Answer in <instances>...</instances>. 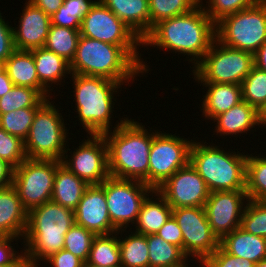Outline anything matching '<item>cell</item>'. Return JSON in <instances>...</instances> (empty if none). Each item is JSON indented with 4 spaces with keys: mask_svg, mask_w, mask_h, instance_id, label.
I'll return each instance as SVG.
<instances>
[{
    "mask_svg": "<svg viewBox=\"0 0 266 267\" xmlns=\"http://www.w3.org/2000/svg\"><path fill=\"white\" fill-rule=\"evenodd\" d=\"M216 39L215 23L199 4L189 13L165 19L155 24L142 39V46H157L190 56L193 68L204 58Z\"/></svg>",
    "mask_w": 266,
    "mask_h": 267,
    "instance_id": "1",
    "label": "cell"
},
{
    "mask_svg": "<svg viewBox=\"0 0 266 267\" xmlns=\"http://www.w3.org/2000/svg\"><path fill=\"white\" fill-rule=\"evenodd\" d=\"M147 130L127 118L113 132L102 134L107 144L110 176L139 180L149 186V154L154 132Z\"/></svg>",
    "mask_w": 266,
    "mask_h": 267,
    "instance_id": "2",
    "label": "cell"
},
{
    "mask_svg": "<svg viewBox=\"0 0 266 267\" xmlns=\"http://www.w3.org/2000/svg\"><path fill=\"white\" fill-rule=\"evenodd\" d=\"M74 224V211L52 200L31 209L23 238L26 267H38L37 262L62 250L65 234Z\"/></svg>",
    "mask_w": 266,
    "mask_h": 267,
    "instance_id": "3",
    "label": "cell"
},
{
    "mask_svg": "<svg viewBox=\"0 0 266 267\" xmlns=\"http://www.w3.org/2000/svg\"><path fill=\"white\" fill-rule=\"evenodd\" d=\"M70 71L71 74L104 77L122 85L129 84L142 73L140 65L121 46L81 35Z\"/></svg>",
    "mask_w": 266,
    "mask_h": 267,
    "instance_id": "4",
    "label": "cell"
},
{
    "mask_svg": "<svg viewBox=\"0 0 266 267\" xmlns=\"http://www.w3.org/2000/svg\"><path fill=\"white\" fill-rule=\"evenodd\" d=\"M76 112L80 124L89 135H102L111 128L116 129L127 118L112 126L111 117L114 109V94L122 86L104 77L72 74Z\"/></svg>",
    "mask_w": 266,
    "mask_h": 267,
    "instance_id": "5",
    "label": "cell"
},
{
    "mask_svg": "<svg viewBox=\"0 0 266 267\" xmlns=\"http://www.w3.org/2000/svg\"><path fill=\"white\" fill-rule=\"evenodd\" d=\"M219 146L192 142L189 163L204 179L210 192L246 190L247 155L226 152ZM239 153V154H238Z\"/></svg>",
    "mask_w": 266,
    "mask_h": 267,
    "instance_id": "6",
    "label": "cell"
},
{
    "mask_svg": "<svg viewBox=\"0 0 266 267\" xmlns=\"http://www.w3.org/2000/svg\"><path fill=\"white\" fill-rule=\"evenodd\" d=\"M215 33L221 44L254 55L266 42V0L222 18Z\"/></svg>",
    "mask_w": 266,
    "mask_h": 267,
    "instance_id": "7",
    "label": "cell"
},
{
    "mask_svg": "<svg viewBox=\"0 0 266 267\" xmlns=\"http://www.w3.org/2000/svg\"><path fill=\"white\" fill-rule=\"evenodd\" d=\"M79 31L81 36L121 46L140 65L142 73H148L149 66L137 51L142 40L101 0H96L83 17Z\"/></svg>",
    "mask_w": 266,
    "mask_h": 267,
    "instance_id": "8",
    "label": "cell"
},
{
    "mask_svg": "<svg viewBox=\"0 0 266 267\" xmlns=\"http://www.w3.org/2000/svg\"><path fill=\"white\" fill-rule=\"evenodd\" d=\"M49 100L36 112L24 140L27 159L62 160L68 130L59 109Z\"/></svg>",
    "mask_w": 266,
    "mask_h": 267,
    "instance_id": "9",
    "label": "cell"
},
{
    "mask_svg": "<svg viewBox=\"0 0 266 267\" xmlns=\"http://www.w3.org/2000/svg\"><path fill=\"white\" fill-rule=\"evenodd\" d=\"M253 66V54L227 47L215 39L204 58L191 71L198 82L241 85Z\"/></svg>",
    "mask_w": 266,
    "mask_h": 267,
    "instance_id": "10",
    "label": "cell"
},
{
    "mask_svg": "<svg viewBox=\"0 0 266 267\" xmlns=\"http://www.w3.org/2000/svg\"><path fill=\"white\" fill-rule=\"evenodd\" d=\"M60 163L56 159H26L14 168L12 185L28 212L51 200L55 172Z\"/></svg>",
    "mask_w": 266,
    "mask_h": 267,
    "instance_id": "11",
    "label": "cell"
},
{
    "mask_svg": "<svg viewBox=\"0 0 266 267\" xmlns=\"http://www.w3.org/2000/svg\"><path fill=\"white\" fill-rule=\"evenodd\" d=\"M100 185L105 191L111 223L117 230L136 223L143 201L154 191L142 181L112 176Z\"/></svg>",
    "mask_w": 266,
    "mask_h": 267,
    "instance_id": "12",
    "label": "cell"
},
{
    "mask_svg": "<svg viewBox=\"0 0 266 267\" xmlns=\"http://www.w3.org/2000/svg\"><path fill=\"white\" fill-rule=\"evenodd\" d=\"M160 132H154L149 154V187L153 190L189 163V152L193 141Z\"/></svg>",
    "mask_w": 266,
    "mask_h": 267,
    "instance_id": "13",
    "label": "cell"
},
{
    "mask_svg": "<svg viewBox=\"0 0 266 267\" xmlns=\"http://www.w3.org/2000/svg\"><path fill=\"white\" fill-rule=\"evenodd\" d=\"M183 235V253L200 264L219 246L220 240L210 228L204 207L172 208Z\"/></svg>",
    "mask_w": 266,
    "mask_h": 267,
    "instance_id": "14",
    "label": "cell"
},
{
    "mask_svg": "<svg viewBox=\"0 0 266 267\" xmlns=\"http://www.w3.org/2000/svg\"><path fill=\"white\" fill-rule=\"evenodd\" d=\"M73 154L65 150L61 163L88 185L103 183L109 176L108 150L103 135H90ZM66 155V156H65ZM69 157V158H68ZM68 159V160H67Z\"/></svg>",
    "mask_w": 266,
    "mask_h": 267,
    "instance_id": "15",
    "label": "cell"
},
{
    "mask_svg": "<svg viewBox=\"0 0 266 267\" xmlns=\"http://www.w3.org/2000/svg\"><path fill=\"white\" fill-rule=\"evenodd\" d=\"M245 200H249L246 190L210 192L204 209L210 228L219 240L241 226Z\"/></svg>",
    "mask_w": 266,
    "mask_h": 267,
    "instance_id": "16",
    "label": "cell"
},
{
    "mask_svg": "<svg viewBox=\"0 0 266 267\" xmlns=\"http://www.w3.org/2000/svg\"><path fill=\"white\" fill-rule=\"evenodd\" d=\"M156 191L171 208L204 207L210 194L204 179L190 163L178 169Z\"/></svg>",
    "mask_w": 266,
    "mask_h": 267,
    "instance_id": "17",
    "label": "cell"
},
{
    "mask_svg": "<svg viewBox=\"0 0 266 267\" xmlns=\"http://www.w3.org/2000/svg\"><path fill=\"white\" fill-rule=\"evenodd\" d=\"M75 223L93 232L95 235H106L118 232L112 225L108 214L104 188L89 185L74 210Z\"/></svg>",
    "mask_w": 266,
    "mask_h": 267,
    "instance_id": "18",
    "label": "cell"
},
{
    "mask_svg": "<svg viewBox=\"0 0 266 267\" xmlns=\"http://www.w3.org/2000/svg\"><path fill=\"white\" fill-rule=\"evenodd\" d=\"M18 22L19 26L13 27L16 50L31 51L45 46L51 25L50 16L28 1Z\"/></svg>",
    "mask_w": 266,
    "mask_h": 267,
    "instance_id": "19",
    "label": "cell"
},
{
    "mask_svg": "<svg viewBox=\"0 0 266 267\" xmlns=\"http://www.w3.org/2000/svg\"><path fill=\"white\" fill-rule=\"evenodd\" d=\"M28 211L23 207L17 190L10 184L0 187V233L23 239Z\"/></svg>",
    "mask_w": 266,
    "mask_h": 267,
    "instance_id": "20",
    "label": "cell"
},
{
    "mask_svg": "<svg viewBox=\"0 0 266 267\" xmlns=\"http://www.w3.org/2000/svg\"><path fill=\"white\" fill-rule=\"evenodd\" d=\"M208 89L203 95L201 110L205 119H214L242 101V86L228 83L199 82Z\"/></svg>",
    "mask_w": 266,
    "mask_h": 267,
    "instance_id": "21",
    "label": "cell"
},
{
    "mask_svg": "<svg viewBox=\"0 0 266 267\" xmlns=\"http://www.w3.org/2000/svg\"><path fill=\"white\" fill-rule=\"evenodd\" d=\"M215 131L220 136L246 133L259 125V111L244 100L213 119Z\"/></svg>",
    "mask_w": 266,
    "mask_h": 267,
    "instance_id": "22",
    "label": "cell"
},
{
    "mask_svg": "<svg viewBox=\"0 0 266 267\" xmlns=\"http://www.w3.org/2000/svg\"><path fill=\"white\" fill-rule=\"evenodd\" d=\"M142 40L150 32L148 0H101Z\"/></svg>",
    "mask_w": 266,
    "mask_h": 267,
    "instance_id": "23",
    "label": "cell"
},
{
    "mask_svg": "<svg viewBox=\"0 0 266 267\" xmlns=\"http://www.w3.org/2000/svg\"><path fill=\"white\" fill-rule=\"evenodd\" d=\"M4 69L15 86L34 88L43 97L52 99L50 92L39 82L34 57L30 51L15 50L4 63Z\"/></svg>",
    "mask_w": 266,
    "mask_h": 267,
    "instance_id": "24",
    "label": "cell"
},
{
    "mask_svg": "<svg viewBox=\"0 0 266 267\" xmlns=\"http://www.w3.org/2000/svg\"><path fill=\"white\" fill-rule=\"evenodd\" d=\"M220 246L227 253L255 264L266 258V238L252 235L241 227L225 235L220 240Z\"/></svg>",
    "mask_w": 266,
    "mask_h": 267,
    "instance_id": "25",
    "label": "cell"
},
{
    "mask_svg": "<svg viewBox=\"0 0 266 267\" xmlns=\"http://www.w3.org/2000/svg\"><path fill=\"white\" fill-rule=\"evenodd\" d=\"M88 186L60 163L55 172L51 200L74 211Z\"/></svg>",
    "mask_w": 266,
    "mask_h": 267,
    "instance_id": "26",
    "label": "cell"
},
{
    "mask_svg": "<svg viewBox=\"0 0 266 267\" xmlns=\"http://www.w3.org/2000/svg\"><path fill=\"white\" fill-rule=\"evenodd\" d=\"M152 194V195H151ZM155 194V195H154ZM157 197L155 200L154 197ZM149 196H152L151 198ZM172 215V208L167 201L156 191L143 201L136 220L135 232L151 235L156 234Z\"/></svg>",
    "mask_w": 266,
    "mask_h": 267,
    "instance_id": "27",
    "label": "cell"
},
{
    "mask_svg": "<svg viewBox=\"0 0 266 267\" xmlns=\"http://www.w3.org/2000/svg\"><path fill=\"white\" fill-rule=\"evenodd\" d=\"M33 54L36 72L39 82L50 92V83L57 85L62 82L67 74H70V63L56 53L40 47L30 51ZM63 77V78H62ZM49 85V86H48Z\"/></svg>",
    "mask_w": 266,
    "mask_h": 267,
    "instance_id": "28",
    "label": "cell"
},
{
    "mask_svg": "<svg viewBox=\"0 0 266 267\" xmlns=\"http://www.w3.org/2000/svg\"><path fill=\"white\" fill-rule=\"evenodd\" d=\"M123 231L125 230L120 229L111 234L96 235L86 263L100 267H121L119 237L117 236Z\"/></svg>",
    "mask_w": 266,
    "mask_h": 267,
    "instance_id": "29",
    "label": "cell"
},
{
    "mask_svg": "<svg viewBox=\"0 0 266 267\" xmlns=\"http://www.w3.org/2000/svg\"><path fill=\"white\" fill-rule=\"evenodd\" d=\"M146 238L149 267L180 266L188 262L189 257L178 246L168 243L157 234L146 235Z\"/></svg>",
    "mask_w": 266,
    "mask_h": 267,
    "instance_id": "30",
    "label": "cell"
},
{
    "mask_svg": "<svg viewBox=\"0 0 266 267\" xmlns=\"http://www.w3.org/2000/svg\"><path fill=\"white\" fill-rule=\"evenodd\" d=\"M130 232L131 234L125 235L122 240L119 237L121 267H149L146 235Z\"/></svg>",
    "mask_w": 266,
    "mask_h": 267,
    "instance_id": "31",
    "label": "cell"
},
{
    "mask_svg": "<svg viewBox=\"0 0 266 267\" xmlns=\"http://www.w3.org/2000/svg\"><path fill=\"white\" fill-rule=\"evenodd\" d=\"M79 30L51 24L44 47L71 63L76 54Z\"/></svg>",
    "mask_w": 266,
    "mask_h": 267,
    "instance_id": "32",
    "label": "cell"
},
{
    "mask_svg": "<svg viewBox=\"0 0 266 267\" xmlns=\"http://www.w3.org/2000/svg\"><path fill=\"white\" fill-rule=\"evenodd\" d=\"M48 100L36 89L26 86H13L0 98V114H5L22 108H41Z\"/></svg>",
    "mask_w": 266,
    "mask_h": 267,
    "instance_id": "33",
    "label": "cell"
},
{
    "mask_svg": "<svg viewBox=\"0 0 266 267\" xmlns=\"http://www.w3.org/2000/svg\"><path fill=\"white\" fill-rule=\"evenodd\" d=\"M246 193L249 200L266 201V156L248 154L246 160Z\"/></svg>",
    "mask_w": 266,
    "mask_h": 267,
    "instance_id": "34",
    "label": "cell"
},
{
    "mask_svg": "<svg viewBox=\"0 0 266 267\" xmlns=\"http://www.w3.org/2000/svg\"><path fill=\"white\" fill-rule=\"evenodd\" d=\"M150 30L162 20L189 13L200 4V0H148Z\"/></svg>",
    "mask_w": 266,
    "mask_h": 267,
    "instance_id": "35",
    "label": "cell"
},
{
    "mask_svg": "<svg viewBox=\"0 0 266 267\" xmlns=\"http://www.w3.org/2000/svg\"><path fill=\"white\" fill-rule=\"evenodd\" d=\"M241 86L242 100L259 111L266 104V72L253 66Z\"/></svg>",
    "mask_w": 266,
    "mask_h": 267,
    "instance_id": "36",
    "label": "cell"
},
{
    "mask_svg": "<svg viewBox=\"0 0 266 267\" xmlns=\"http://www.w3.org/2000/svg\"><path fill=\"white\" fill-rule=\"evenodd\" d=\"M40 108H22L5 114H0V127L7 133L21 138H27L36 112Z\"/></svg>",
    "mask_w": 266,
    "mask_h": 267,
    "instance_id": "37",
    "label": "cell"
},
{
    "mask_svg": "<svg viewBox=\"0 0 266 267\" xmlns=\"http://www.w3.org/2000/svg\"><path fill=\"white\" fill-rule=\"evenodd\" d=\"M95 236L93 232L75 223L65 234L64 249L86 263Z\"/></svg>",
    "mask_w": 266,
    "mask_h": 267,
    "instance_id": "38",
    "label": "cell"
},
{
    "mask_svg": "<svg viewBox=\"0 0 266 267\" xmlns=\"http://www.w3.org/2000/svg\"><path fill=\"white\" fill-rule=\"evenodd\" d=\"M240 227L252 235L266 238V201L248 200Z\"/></svg>",
    "mask_w": 266,
    "mask_h": 267,
    "instance_id": "39",
    "label": "cell"
},
{
    "mask_svg": "<svg viewBox=\"0 0 266 267\" xmlns=\"http://www.w3.org/2000/svg\"><path fill=\"white\" fill-rule=\"evenodd\" d=\"M259 1L260 0H207L206 4L208 3V6L205 7L202 3L203 1L200 0V4L202 8H204L206 15L216 24L222 18L250 8Z\"/></svg>",
    "mask_w": 266,
    "mask_h": 267,
    "instance_id": "40",
    "label": "cell"
},
{
    "mask_svg": "<svg viewBox=\"0 0 266 267\" xmlns=\"http://www.w3.org/2000/svg\"><path fill=\"white\" fill-rule=\"evenodd\" d=\"M0 159L5 160L13 168L27 159L24 141L7 133L0 127Z\"/></svg>",
    "mask_w": 266,
    "mask_h": 267,
    "instance_id": "41",
    "label": "cell"
},
{
    "mask_svg": "<svg viewBox=\"0 0 266 267\" xmlns=\"http://www.w3.org/2000/svg\"><path fill=\"white\" fill-rule=\"evenodd\" d=\"M200 265L202 267H255V263L248 259L233 256L219 246Z\"/></svg>",
    "mask_w": 266,
    "mask_h": 267,
    "instance_id": "42",
    "label": "cell"
},
{
    "mask_svg": "<svg viewBox=\"0 0 266 267\" xmlns=\"http://www.w3.org/2000/svg\"><path fill=\"white\" fill-rule=\"evenodd\" d=\"M18 239L20 238L9 237L0 233V265H25L23 250L20 254L11 246V242Z\"/></svg>",
    "mask_w": 266,
    "mask_h": 267,
    "instance_id": "43",
    "label": "cell"
},
{
    "mask_svg": "<svg viewBox=\"0 0 266 267\" xmlns=\"http://www.w3.org/2000/svg\"><path fill=\"white\" fill-rule=\"evenodd\" d=\"M0 13V62L5 63L16 50L14 46L13 27L5 21ZM6 22V23H5Z\"/></svg>",
    "mask_w": 266,
    "mask_h": 267,
    "instance_id": "44",
    "label": "cell"
},
{
    "mask_svg": "<svg viewBox=\"0 0 266 267\" xmlns=\"http://www.w3.org/2000/svg\"><path fill=\"white\" fill-rule=\"evenodd\" d=\"M156 234L168 243L178 246L183 251L182 231L172 215Z\"/></svg>",
    "mask_w": 266,
    "mask_h": 267,
    "instance_id": "45",
    "label": "cell"
},
{
    "mask_svg": "<svg viewBox=\"0 0 266 267\" xmlns=\"http://www.w3.org/2000/svg\"><path fill=\"white\" fill-rule=\"evenodd\" d=\"M44 262L46 264L49 262L51 267H83L84 265L80 258L64 248L46 258Z\"/></svg>",
    "mask_w": 266,
    "mask_h": 267,
    "instance_id": "46",
    "label": "cell"
},
{
    "mask_svg": "<svg viewBox=\"0 0 266 267\" xmlns=\"http://www.w3.org/2000/svg\"><path fill=\"white\" fill-rule=\"evenodd\" d=\"M51 24L72 29H80L81 27V22L76 18V14L67 9L63 4L51 16Z\"/></svg>",
    "mask_w": 266,
    "mask_h": 267,
    "instance_id": "47",
    "label": "cell"
},
{
    "mask_svg": "<svg viewBox=\"0 0 266 267\" xmlns=\"http://www.w3.org/2000/svg\"><path fill=\"white\" fill-rule=\"evenodd\" d=\"M95 2V0H63V5L71 12H74L76 18L81 22Z\"/></svg>",
    "mask_w": 266,
    "mask_h": 267,
    "instance_id": "48",
    "label": "cell"
},
{
    "mask_svg": "<svg viewBox=\"0 0 266 267\" xmlns=\"http://www.w3.org/2000/svg\"><path fill=\"white\" fill-rule=\"evenodd\" d=\"M36 7L43 10L48 16H52L57 12L58 8L63 4V0H27Z\"/></svg>",
    "mask_w": 266,
    "mask_h": 267,
    "instance_id": "49",
    "label": "cell"
},
{
    "mask_svg": "<svg viewBox=\"0 0 266 267\" xmlns=\"http://www.w3.org/2000/svg\"><path fill=\"white\" fill-rule=\"evenodd\" d=\"M13 170L11 165L0 159V187L12 184Z\"/></svg>",
    "mask_w": 266,
    "mask_h": 267,
    "instance_id": "50",
    "label": "cell"
},
{
    "mask_svg": "<svg viewBox=\"0 0 266 267\" xmlns=\"http://www.w3.org/2000/svg\"><path fill=\"white\" fill-rule=\"evenodd\" d=\"M254 66L266 72V42L254 54Z\"/></svg>",
    "mask_w": 266,
    "mask_h": 267,
    "instance_id": "51",
    "label": "cell"
},
{
    "mask_svg": "<svg viewBox=\"0 0 266 267\" xmlns=\"http://www.w3.org/2000/svg\"><path fill=\"white\" fill-rule=\"evenodd\" d=\"M14 86L5 69L0 72V98Z\"/></svg>",
    "mask_w": 266,
    "mask_h": 267,
    "instance_id": "52",
    "label": "cell"
},
{
    "mask_svg": "<svg viewBox=\"0 0 266 267\" xmlns=\"http://www.w3.org/2000/svg\"><path fill=\"white\" fill-rule=\"evenodd\" d=\"M265 125L266 127V104L259 110V126Z\"/></svg>",
    "mask_w": 266,
    "mask_h": 267,
    "instance_id": "53",
    "label": "cell"
},
{
    "mask_svg": "<svg viewBox=\"0 0 266 267\" xmlns=\"http://www.w3.org/2000/svg\"><path fill=\"white\" fill-rule=\"evenodd\" d=\"M255 267H266V258L256 263Z\"/></svg>",
    "mask_w": 266,
    "mask_h": 267,
    "instance_id": "54",
    "label": "cell"
},
{
    "mask_svg": "<svg viewBox=\"0 0 266 267\" xmlns=\"http://www.w3.org/2000/svg\"><path fill=\"white\" fill-rule=\"evenodd\" d=\"M0 267H26V265H0Z\"/></svg>",
    "mask_w": 266,
    "mask_h": 267,
    "instance_id": "55",
    "label": "cell"
},
{
    "mask_svg": "<svg viewBox=\"0 0 266 267\" xmlns=\"http://www.w3.org/2000/svg\"><path fill=\"white\" fill-rule=\"evenodd\" d=\"M83 267H100V266L84 263Z\"/></svg>",
    "mask_w": 266,
    "mask_h": 267,
    "instance_id": "56",
    "label": "cell"
},
{
    "mask_svg": "<svg viewBox=\"0 0 266 267\" xmlns=\"http://www.w3.org/2000/svg\"><path fill=\"white\" fill-rule=\"evenodd\" d=\"M169 267H189V266L187 265V263H185L184 265H180V266H169Z\"/></svg>",
    "mask_w": 266,
    "mask_h": 267,
    "instance_id": "57",
    "label": "cell"
},
{
    "mask_svg": "<svg viewBox=\"0 0 266 267\" xmlns=\"http://www.w3.org/2000/svg\"><path fill=\"white\" fill-rule=\"evenodd\" d=\"M4 69V63L0 62V72Z\"/></svg>",
    "mask_w": 266,
    "mask_h": 267,
    "instance_id": "58",
    "label": "cell"
}]
</instances>
